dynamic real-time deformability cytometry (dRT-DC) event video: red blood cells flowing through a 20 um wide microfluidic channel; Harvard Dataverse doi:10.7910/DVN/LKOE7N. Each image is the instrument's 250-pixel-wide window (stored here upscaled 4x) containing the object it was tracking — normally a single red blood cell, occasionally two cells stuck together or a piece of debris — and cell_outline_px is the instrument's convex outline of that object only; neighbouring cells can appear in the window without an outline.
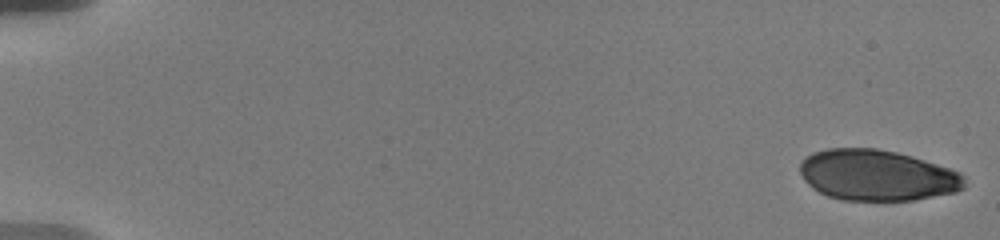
{"species": "human", "species_latin": "Homo sapiens", "temperature_condition": "warm", "stored_images_in_passage": 22, "camera_frame_rate_fps": 3000, "um_per_image_px": 0.085, "donor": {"sex": "male"}, "frame": {"image": 1, "passage_image": 1, "time_ms": 0.0, "image_size_px": [1000, 240], "cell_outline_px": [[964, 188], [956, 192], [912, 200], [840, 200], [828, 196], [812, 188], [804, 180], [800, 172], [800, 160], [812, 152], [828, 148], [876, 148], [896, 152], [912, 156], [960, 172], [964, 176]], "centroid_in_image_um": [74.52, 14.89], "position_along_channel_um": 10.5, "area_um2": 48.84}}
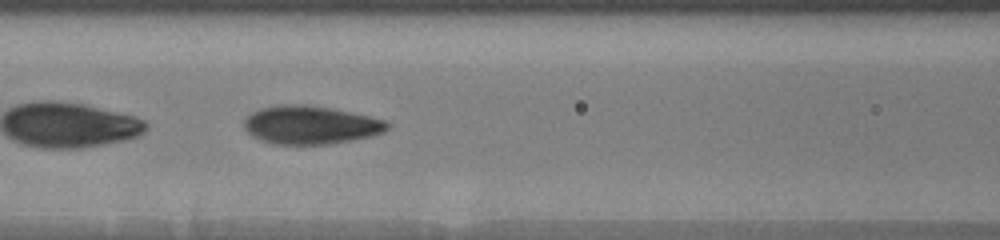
{"frame": {"image": 2, "passage_image": 15, "time_ms": 8.667, "image_size_px": [1000, 240], "cell_outline_px": [[388, 128], [384, 132], [372, 136], [352, 140], [328, 144], [272, 144], [260, 140], [252, 136], [244, 128], [244, 120], [252, 112], [260, 108], [280, 104], [308, 104], [388, 120]], "centroid_in_image_um": [26.37, 10.62], "position_along_channel_um": 140.2, "area_um2": 31.96}}
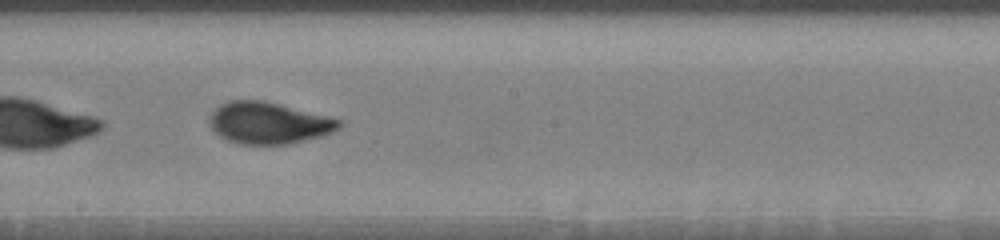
{"frame": {"image": 3, "passage_image": 20, "time_ms": 11.0, "image_size_px": [1000, 240], "cell_outline_px": [[344, 124], [340, 128], [332, 132], [320, 136], [288, 144], [240, 144], [228, 140], [220, 136], [208, 124], [208, 120], [212, 112], [220, 104], [228, 100], [264, 100], [344, 120]], "centroid_in_image_um": [22.84, 10.44], "position_along_channel_um": 225.4, "area_um2": 31.56}}